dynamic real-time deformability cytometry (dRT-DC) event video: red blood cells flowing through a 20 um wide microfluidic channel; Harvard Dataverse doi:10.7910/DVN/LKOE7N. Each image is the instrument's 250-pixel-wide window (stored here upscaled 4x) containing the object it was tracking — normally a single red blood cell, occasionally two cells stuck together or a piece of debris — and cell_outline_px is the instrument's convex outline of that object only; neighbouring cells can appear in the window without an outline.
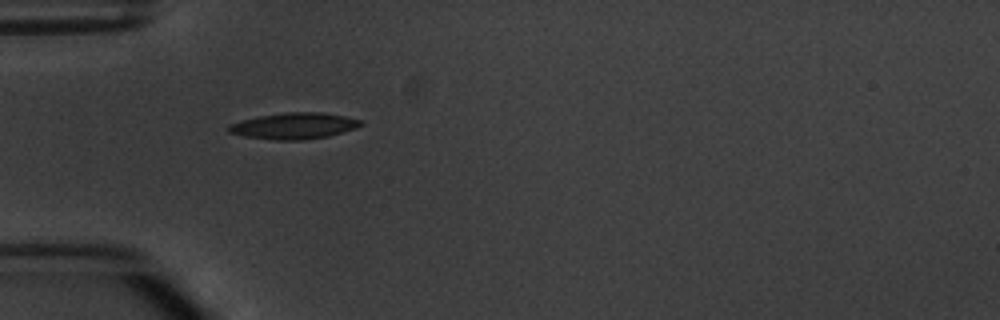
{"species": "common noctule bat (a hibernating species)", "species_latin": "Nyctalus noctula", "temperature_condition": "warm", "stored_images_in_passage": 3, "camera_frame_rate_fps": 3000, "um_per_image_px": 0.085, "animal": {"sex": "male", "body_mass_g": 20.1, "forearm_length_mm": 53.5}, "frame": {"image": 1, "passage_image": 1, "time_ms": 0.0, "image_size_px": [1000, 320], "cell_outline_px": [[364, 124], [356, 128], [328, 136], [304, 140], [276, 140], [244, 136], [228, 132], [228, 124], [260, 116], [288, 112], [320, 112], [344, 116], [360, 120]], "centroid_in_image_um": [25.0, 10.7], "position_along_channel_um": 60.0, "area_um2": 20.0}}